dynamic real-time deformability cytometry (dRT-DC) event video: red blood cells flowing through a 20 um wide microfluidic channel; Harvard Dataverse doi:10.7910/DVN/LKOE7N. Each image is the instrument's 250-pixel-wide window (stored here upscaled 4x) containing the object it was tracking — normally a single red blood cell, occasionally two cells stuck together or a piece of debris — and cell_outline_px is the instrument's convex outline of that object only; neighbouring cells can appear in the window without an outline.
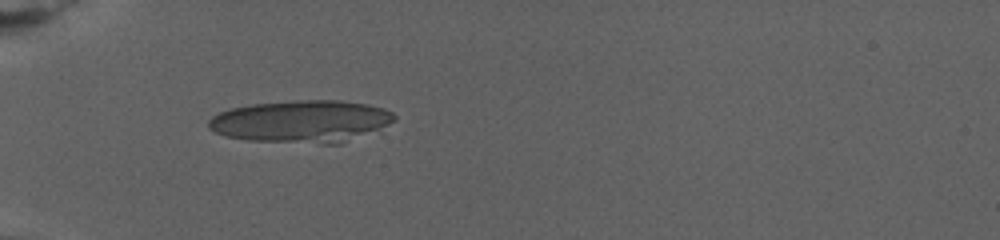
{"species": "human", "species_latin": "Homo sapiens", "temperature_condition": "warm", "stored_images_in_passage": 38, "camera_frame_rate_fps": 3000, "um_per_image_px": 0.085, "donor": {"sex": "female"}, "frame": {"image": 1, "passage_image": 1, "time_ms": 0.0, "image_size_px": [1000, 240], "cell_outline_px": [[396, 120], [388, 124], [340, 144], [324, 144], [248, 140], [224, 136], [208, 128], [208, 120], [212, 116], [220, 112], [232, 108], [252, 104], [296, 100], [340, 100], [368, 104], [384, 108], [392, 112], [396, 116]], "centroid_in_image_um": [25.6, 10.31], "position_along_channel_um": 59.4, "area_um2": 45.72}}
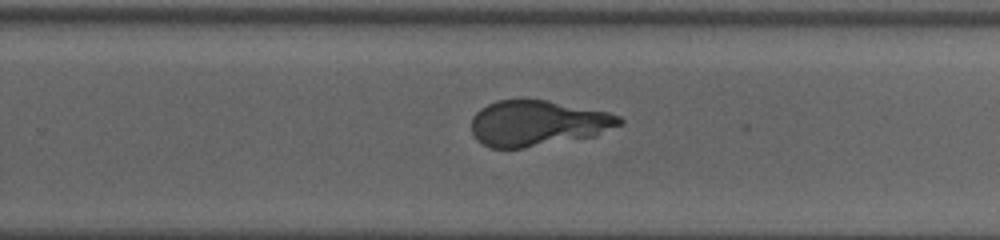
{"frame": {"image": 2, "passage_image": 20, "time_ms": 9.0, "image_size_px": [1000, 240], "cell_outline_px": [[624, 124], [596, 136], [524, 148], [488, 148], [476, 140], [472, 132], [472, 116], [480, 108], [496, 100], [548, 100], [608, 112], [620, 116], [624, 120]], "centroid_in_image_um": [45.72, 10.48], "position_along_channel_um": 284.1, "area_um2": 39.77}}
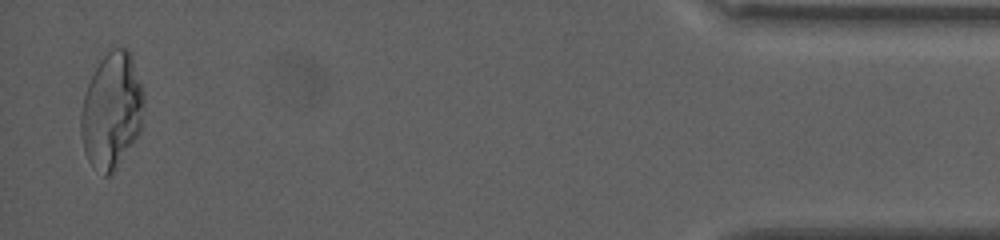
{"frame": {"image": 3, "passage_image": 37, "time_ms": 17.0, "image_size_px": [1000, 240], "cell_outline_px": [[144, 124], [140, 132], [116, 168], [108, 176], [104, 176], [88, 160], [84, 152], [80, 136], [80, 112], [84, 96], [88, 84], [100, 60], [112, 48], [128, 48], [132, 52], [144, 92]], "centroid_in_image_um": [9.52, 9.39], "position_along_channel_um": 425.7, "area_um2": 43.06}, "authors_computed_cell_mechanics": {"area_um2": 41.1536, "velocity_mm_per_s": 2.6502, "shape_relaxation_time_tau1_ms": null, "shape_relaxation_time_tau2_ms": 1.5908, "deformation_change_tau1": null, "deformation_change_tau2": 0.0783}}